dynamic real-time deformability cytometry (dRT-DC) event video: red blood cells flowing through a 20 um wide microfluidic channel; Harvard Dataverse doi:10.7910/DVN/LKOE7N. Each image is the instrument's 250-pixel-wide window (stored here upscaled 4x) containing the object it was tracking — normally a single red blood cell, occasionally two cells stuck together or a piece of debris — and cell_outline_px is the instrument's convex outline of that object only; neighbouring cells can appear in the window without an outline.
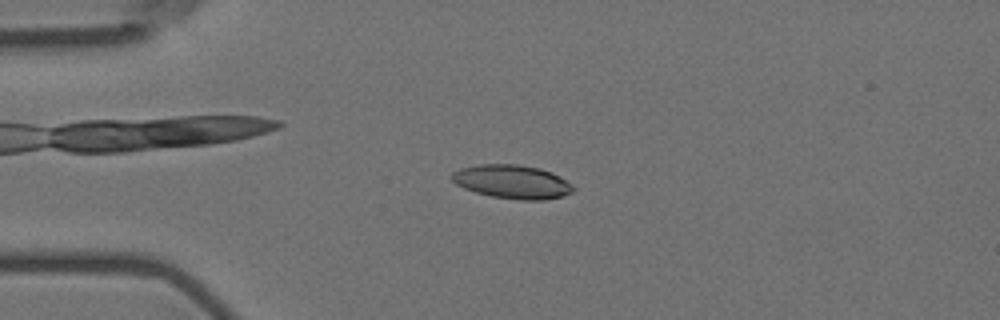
{"species": "Egyptian fruit bat (a non-hibernating species)", "species_latin": "Rousettus aegyptiacus", "temperature_condition": "room temperature", "stored_images_in_passage": 56, "camera_frame_rate_fps": 3000, "um_per_image_px": 0.085, "animal": {"sex": "female"}, "frame": {"image": 1, "passage_image": 13, "time_ms": 4.0, "image_size_px": [1000, 320], "cell_outline_px": [[576, 188], [572, 192], [564, 196], [544, 200], [520, 200], [492, 196], [476, 192], [464, 188], [456, 184], [448, 176], [452, 172], [460, 168], [480, 164], [516, 164], [540, 168], [552, 172], [560, 176], [572, 184]], "centroid_in_image_um": [43.55, 15.44], "position_along_channel_um": 41.5, "area_um2": 24.04}}
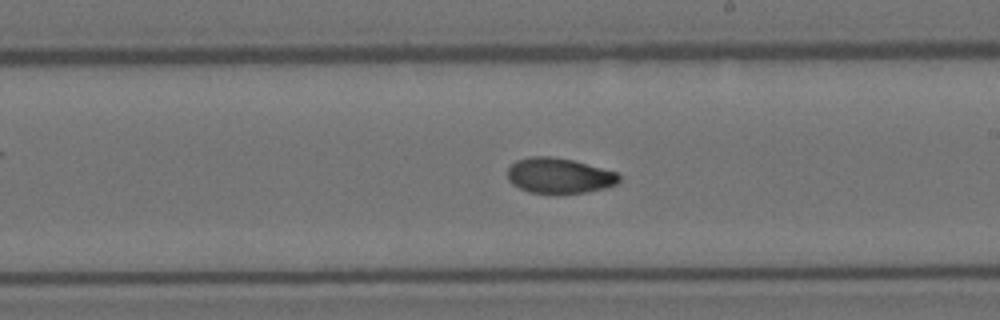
{"frame": {"image": 2, "passage_image": 32, "time_ms": 10.333, "image_size_px": [1000, 320], "cell_outline_px": [[620, 180], [616, 184], [608, 188], [584, 192], [528, 192], [512, 184], [508, 180], [508, 168], [516, 160], [532, 156], [548, 156], [572, 160], [616, 172], [620, 176]], "centroid_in_image_um": [47.52, 14.92], "position_along_channel_um": 241.5, "area_um2": 22.66}}
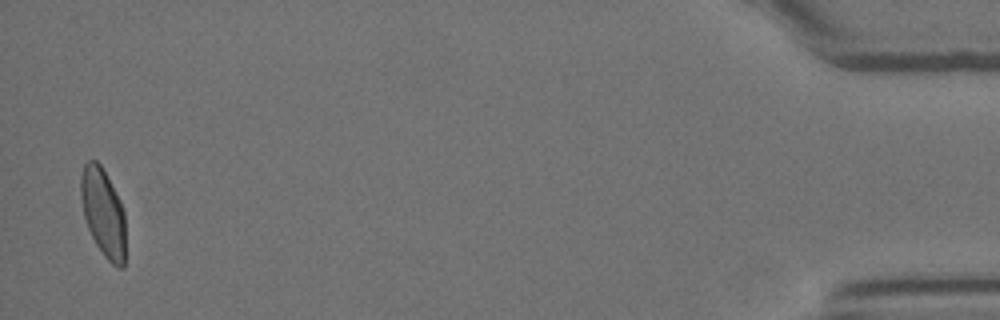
{"frame": {"image": 3, "passage_image": 55, "time_ms": 18.0, "image_size_px": [1000, 320], "cell_outline_px": [[124, 268], [116, 268], [104, 256], [96, 244], [88, 228], [84, 216], [80, 196], [80, 176], [84, 164], [88, 160], [96, 160], [100, 164], [120, 200], [124, 212]], "centroid_in_image_um": [8.75, 18.06], "position_along_channel_um": 426.4, "area_um2": 22.89}, "authors_computed_cell_mechanics": {"area_um2": 23.2356, "velocity_mm_per_s": 3.5656, "shape_relaxation_time_tau1_ms": 10.6971, "shape_relaxation_time_tau2_ms": 1.8464, "deformation_change_tau1": 0.2368, "deformation_change_tau2": 0.0475}}